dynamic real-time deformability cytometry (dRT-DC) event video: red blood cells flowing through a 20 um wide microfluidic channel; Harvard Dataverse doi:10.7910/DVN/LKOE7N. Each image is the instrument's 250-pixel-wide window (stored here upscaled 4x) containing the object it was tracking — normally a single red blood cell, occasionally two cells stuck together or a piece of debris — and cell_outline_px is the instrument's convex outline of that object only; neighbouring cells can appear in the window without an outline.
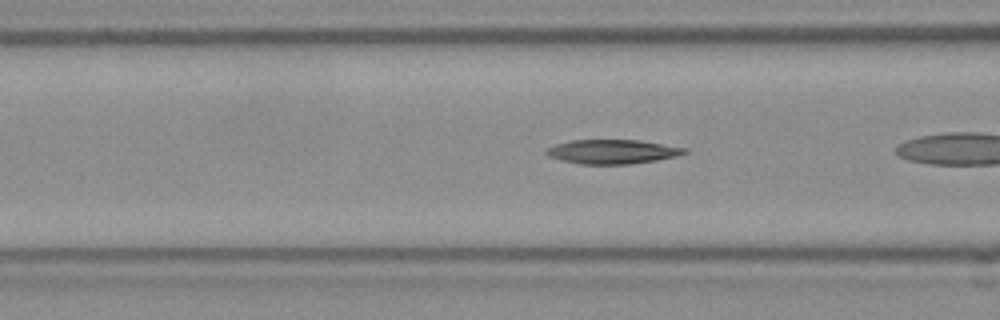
{"species": "Egyptian fruit bat (a non-hibernating species)", "species_latin": "Rousettus aegyptiacus", "temperature_condition": "room temperature", "stored_images_in_passage": 26, "camera_frame_rate_fps": 3000, "um_per_image_px": 0.085, "frame": {"image": 1, "passage_image": 5, "time_ms": 1.333, "image_size_px": [1000, 320], "cell_outline_px": [[688, 152], [676, 156], [656, 160], [628, 164], [580, 164], [560, 160], [548, 156], [544, 152], [548, 148], [556, 144], [572, 140], [640, 140], [688, 148]], "centroid_in_image_um": [52.06, 12.89], "position_along_channel_um": 114.5, "area_um2": 19.48}}